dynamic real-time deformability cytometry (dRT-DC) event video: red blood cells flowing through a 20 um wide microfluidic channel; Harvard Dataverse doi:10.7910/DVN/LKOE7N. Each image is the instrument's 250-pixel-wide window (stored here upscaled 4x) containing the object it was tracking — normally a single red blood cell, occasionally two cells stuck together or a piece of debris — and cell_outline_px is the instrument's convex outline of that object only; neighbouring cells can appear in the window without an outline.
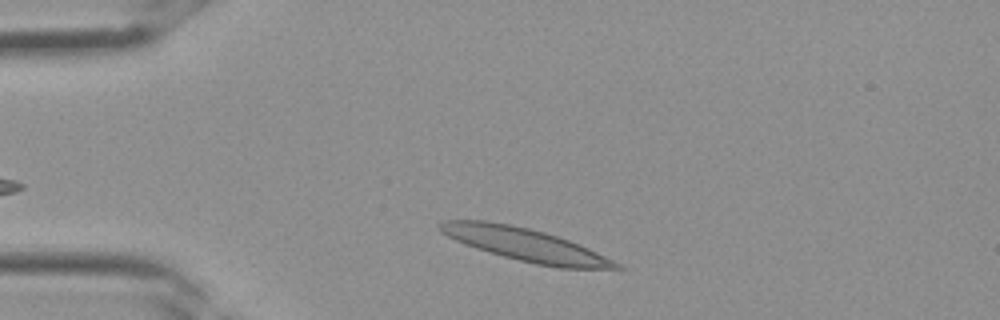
{"species": "Egyptian fruit bat (a non-hibernating species)", "species_latin": "Rousettus aegyptiacus", "temperature_condition": "room temperature", "stored_images_in_passage": 9, "camera_frame_rate_fps": 3000, "um_per_image_px": 0.085, "frame": {"image": 1, "passage_image": 2, "time_ms": 0.333, "image_size_px": [1000, 320], "cell_outline_px": [[624, 268], [620, 272], [560, 268], [536, 264], [504, 256], [476, 248], [464, 244], [440, 232], [440, 224], [444, 220], [484, 220], [508, 224], [528, 228], [544, 232], [568, 240], [588, 248], [620, 264]], "centroid_in_image_um": [44.79, 20.84], "position_along_channel_um": 40.2, "area_um2": 33.87}}
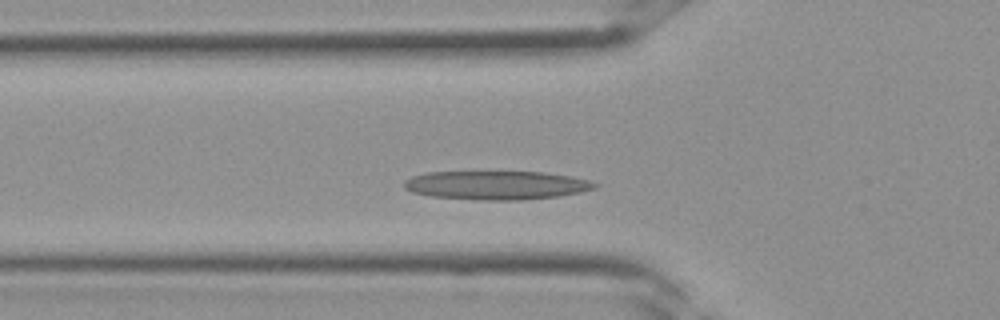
{"frame": {"image": 2, "passage_image": 6, "time_ms": 1.667, "image_size_px": [1000, 320], "cell_outline_px": [[600, 184], [596, 188], [580, 192], [556, 196], [524, 200], [484, 200], [432, 196], [412, 192], [404, 188], [404, 180], [412, 176], [428, 172], [544, 172], [572, 176], [588, 180]], "centroid_in_image_um": [42.21, 15.74], "position_along_channel_um": 83.6, "area_um2": 31.85}}
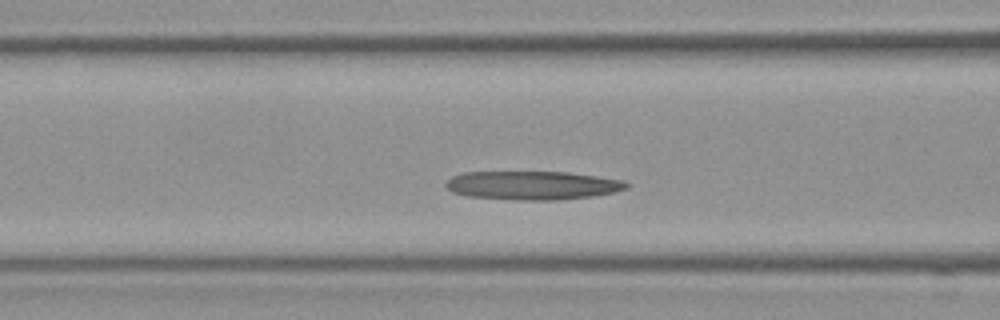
{"frame": {"image": 3, "passage_image": 8, "time_ms": 2.333, "image_size_px": [1000, 320], "cell_outline_px": [[628, 188], [612, 192], [592, 196], [556, 200], [516, 200], [468, 196], [452, 192], [444, 184], [452, 176], [464, 172], [568, 172], [624, 180], [628, 184]], "centroid_in_image_um": [45.24, 15.75], "position_along_channel_um": 121.4, "area_um2": 30.06}}